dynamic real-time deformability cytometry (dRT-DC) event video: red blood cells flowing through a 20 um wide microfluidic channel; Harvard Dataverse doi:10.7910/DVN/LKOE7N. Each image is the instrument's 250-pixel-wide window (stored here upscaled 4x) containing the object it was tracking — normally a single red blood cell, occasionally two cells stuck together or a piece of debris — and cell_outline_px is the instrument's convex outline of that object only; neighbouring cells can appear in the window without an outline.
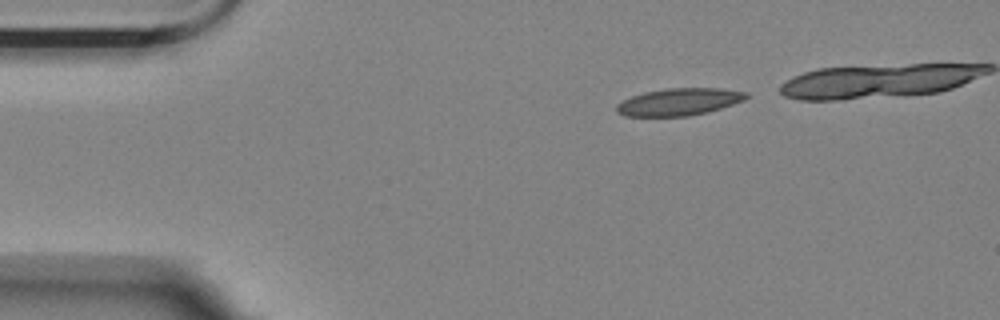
{"species": "Egyptian fruit bat (a non-hibernating species)", "species_latin": "Rousettus aegyptiacus", "temperature_condition": "room temperature", "stored_images_in_passage": 3, "camera_frame_rate_fps": 3000, "um_per_image_px": 0.085, "animal": {"sex": "female"}, "frame": {"image": 1, "passage_image": 1, "time_ms": 0.0, "image_size_px": [1000, 320], "cell_outline_px": [[748, 96], [744, 100], [708, 112], [688, 116], [624, 116], [616, 112], [616, 104], [632, 96], [644, 92], [668, 88], [720, 88], [748, 92]], "centroid_in_image_um": [57.71, 8.66], "position_along_channel_um": 27.3, "area_um2": 20.52}}